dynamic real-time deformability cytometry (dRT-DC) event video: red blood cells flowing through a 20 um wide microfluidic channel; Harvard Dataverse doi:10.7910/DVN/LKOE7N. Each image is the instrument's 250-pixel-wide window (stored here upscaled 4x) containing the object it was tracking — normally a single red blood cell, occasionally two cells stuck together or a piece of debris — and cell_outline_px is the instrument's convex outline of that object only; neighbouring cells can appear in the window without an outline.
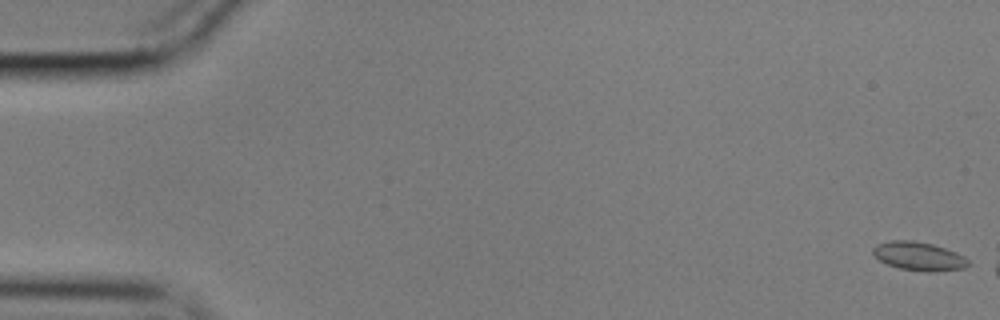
{"species": "common noctule bat (a hibernating species)", "species_latin": "Nyctalus noctula", "temperature_condition": "cold", "stored_images_in_passage": 9, "camera_frame_rate_fps": 3000, "um_per_image_px": 0.085, "animal": {"sex": "male", "body_mass_g": 17.9}, "frame": {"image": 1, "passage_image": 1, "time_ms": 0.0, "image_size_px": [1000, 320], "cell_outline_px": [[972, 264], [964, 268], [936, 272], [928, 272], [900, 268], [888, 264], [880, 260], [872, 252], [872, 248], [876, 244], [888, 240], [912, 240], [932, 244], [956, 252], [964, 256]], "centroid_in_image_um": [78.12, 21.77], "position_along_channel_um": 6.9, "area_um2": 15.95}}